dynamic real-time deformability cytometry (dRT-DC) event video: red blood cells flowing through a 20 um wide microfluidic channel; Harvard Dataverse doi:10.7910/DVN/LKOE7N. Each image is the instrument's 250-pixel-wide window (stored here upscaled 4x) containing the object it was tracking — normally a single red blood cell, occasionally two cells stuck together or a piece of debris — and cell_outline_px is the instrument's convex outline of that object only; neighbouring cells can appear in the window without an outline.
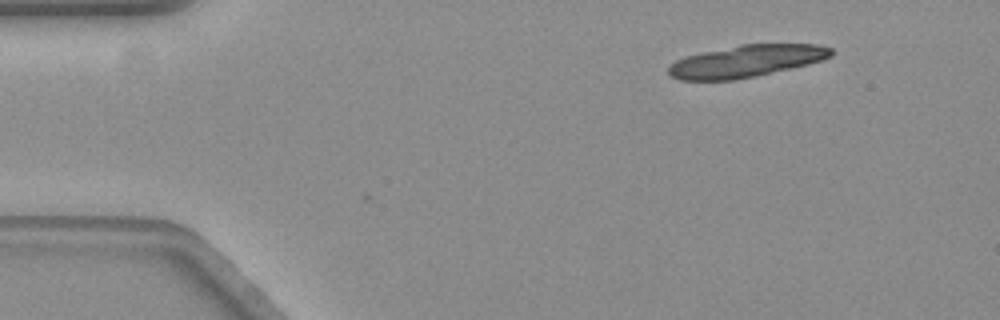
{"species": "common noctule bat (a hibernating species)", "species_latin": "Nyctalus noctula", "temperature_condition": "warm", "stored_images_in_passage": 2, "camera_frame_rate_fps": 3000, "um_per_image_px": 0.085, "animal": {"sex": "female", "body_mass_g": 19.3, "forearm_length_mm": 54.1}, "frame": {"image": 1, "passage_image": 2, "time_ms": 0.333, "image_size_px": [1000, 320], "cell_outline_px": [[832, 56], [808, 64], [756, 76], [736, 80], [680, 80], [668, 76], [668, 64], [684, 56], [740, 44], [820, 44], [832, 48]], "centroid_in_image_um": [63.38, 5.2], "position_along_channel_um": 21.6, "area_um2": 30.52}}